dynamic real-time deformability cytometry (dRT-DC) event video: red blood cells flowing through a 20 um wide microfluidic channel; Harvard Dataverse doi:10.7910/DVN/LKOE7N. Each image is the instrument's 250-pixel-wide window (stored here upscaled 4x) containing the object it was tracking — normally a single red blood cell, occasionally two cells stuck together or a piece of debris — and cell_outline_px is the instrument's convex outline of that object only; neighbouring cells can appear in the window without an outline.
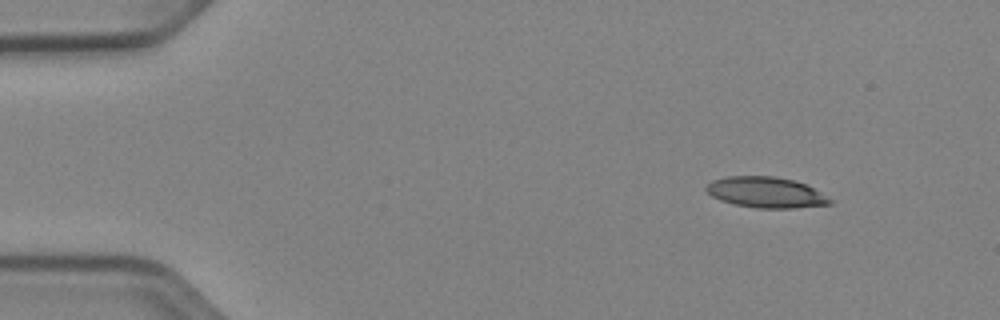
{"species": "Egyptian fruit bat (a non-hibernating species)", "species_latin": "Rousettus aegyptiacus", "temperature_condition": "cold", "stored_images_in_passage": 47, "camera_frame_rate_fps": 3000, "um_per_image_px": 0.085, "animal": {"sex": "female"}, "frame": {"image": 1, "passage_image": 1, "time_ms": 0.0, "image_size_px": [1000, 320], "cell_outline_px": [[836, 200], [832, 204], [796, 208], [756, 208], [732, 204], [720, 200], [712, 196], [704, 188], [712, 180], [728, 176], [776, 176], [792, 180], [804, 184]], "centroid_in_image_um": [65.12, 16.36], "position_along_channel_um": 19.9, "area_um2": 22.31}}
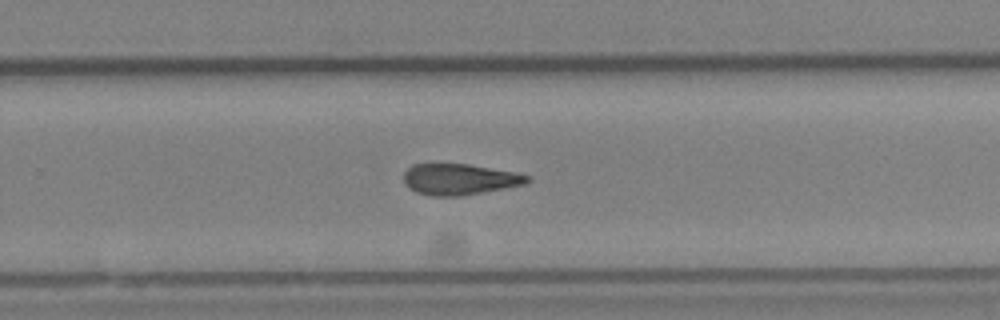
{"frame": {"image": 2, "passage_image": 29, "time_ms": 9.333, "image_size_px": [1000, 320], "cell_outline_px": [[532, 180], [524, 184], [504, 188], [460, 196], [432, 196], [416, 192], [408, 188], [404, 184], [404, 172], [412, 164], [468, 164], [516, 172], [532, 176]], "centroid_in_image_um": [39.06, 15.24], "position_along_channel_um": 290.7, "area_um2": 22.43}}
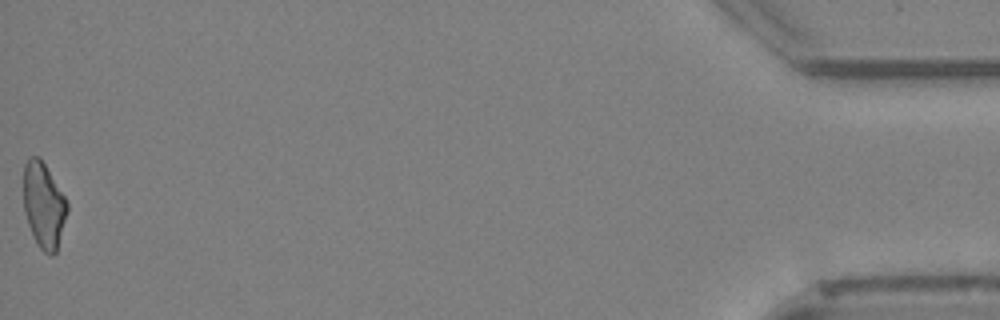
{"frame": {"image": 3, "passage_image": 47, "time_ms": 15.333, "image_size_px": [1000, 320], "cell_outline_px": [[68, 212], [56, 252], [52, 256], [44, 252], [40, 248], [28, 224], [24, 212], [24, 164], [32, 156], [40, 156], [64, 196], [68, 204]], "centroid_in_image_um": [3.72, 17.44], "position_along_channel_um": 431.5, "area_um2": 21.56}}